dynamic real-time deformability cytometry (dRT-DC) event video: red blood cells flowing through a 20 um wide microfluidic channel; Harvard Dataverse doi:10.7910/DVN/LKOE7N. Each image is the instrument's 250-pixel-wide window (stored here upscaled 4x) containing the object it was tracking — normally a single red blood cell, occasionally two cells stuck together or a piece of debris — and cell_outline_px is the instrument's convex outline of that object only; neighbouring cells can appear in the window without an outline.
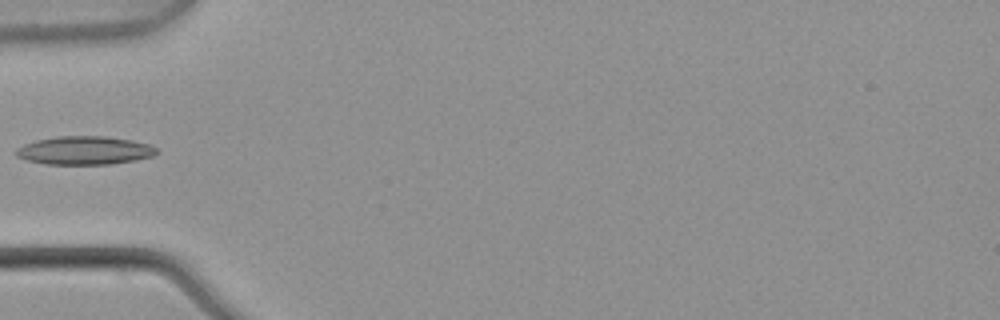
{"species": "common noctule bat (a hibernating species)", "species_latin": "Nyctalus noctula", "temperature_condition": "warm", "stored_images_in_passage": 3, "camera_frame_rate_fps": 3000, "um_per_image_px": 0.085, "animal": {"sex": "male", "body_mass_g": 21.5, "forearm_length_mm": 52.0}, "frame": {"image": 1, "passage_image": 3, "time_ms": 0.667, "image_size_px": [1000, 320], "cell_outline_px": [[160, 152], [152, 156], [136, 160], [112, 164], [44, 164], [28, 160], [16, 156], [12, 152], [16, 148], [24, 144], [36, 140], [56, 136], [104, 136], [132, 140], [148, 144], [156, 148]], "centroid_in_image_um": [7.16, 12.79], "position_along_channel_um": 77.8, "area_um2": 23.41}}